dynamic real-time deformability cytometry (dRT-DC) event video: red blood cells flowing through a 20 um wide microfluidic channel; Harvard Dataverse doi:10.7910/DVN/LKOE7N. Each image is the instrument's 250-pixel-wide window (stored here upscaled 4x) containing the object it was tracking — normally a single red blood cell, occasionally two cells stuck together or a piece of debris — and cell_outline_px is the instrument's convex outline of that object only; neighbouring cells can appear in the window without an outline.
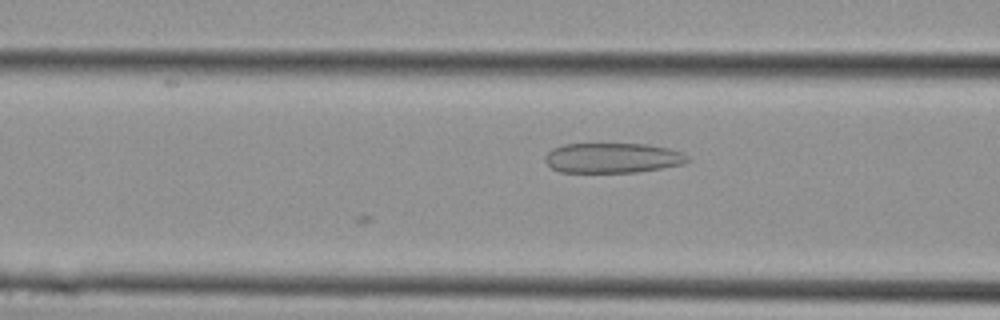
{"species": "Egyptian fruit bat (a non-hibernating species)", "species_latin": "Rousettus aegyptiacus", "temperature_condition": "cold", "stored_images_in_passage": 3, "camera_frame_rate_fps": 3000, "um_per_image_px": 0.085, "animal": {"sex": "female"}, "frame": {"image": 1, "passage_image": 3, "time_ms": 0.667, "image_size_px": [1000, 320], "cell_outline_px": [[692, 160], [684, 164], [636, 172], [560, 172], [552, 168], [544, 160], [544, 156], [552, 148], [564, 144], [648, 144], [668, 148], [680, 152], [688, 156]], "centroid_in_image_um": [52.07, 13.42], "position_along_channel_um": 114.5, "area_um2": 24.97}}